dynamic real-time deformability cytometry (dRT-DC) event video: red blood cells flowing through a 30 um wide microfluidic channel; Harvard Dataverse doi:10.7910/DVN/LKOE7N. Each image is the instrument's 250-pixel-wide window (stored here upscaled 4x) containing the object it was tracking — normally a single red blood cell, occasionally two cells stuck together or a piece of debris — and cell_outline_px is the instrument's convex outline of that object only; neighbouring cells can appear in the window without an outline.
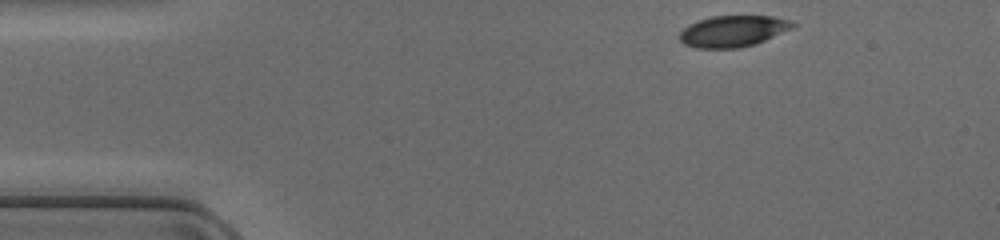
{"species": "common noctule bat (a hibernating species)", "species_latin": "Nyctalus noctula", "temperature_condition": "cold", "stored_images_in_passage": 42, "camera_frame_rate_fps": 3000, "um_per_image_px": 0.085, "animal": {"sex": "female", "body_mass_g": 17.0, "forearm_length_mm": 48.0}, "frame": {"image": 1, "passage_image": 1, "time_ms": 0.0, "image_size_px": [1000, 240], "cell_outline_px": [[796, 24], [792, 28], [756, 44], [740, 48], [696, 48], [684, 44], [680, 40], [680, 32], [688, 24], [712, 16], [772, 16], [792, 20]], "centroid_in_image_um": [62.31, 2.65], "position_along_channel_um": 22.7, "area_um2": 20.63}}
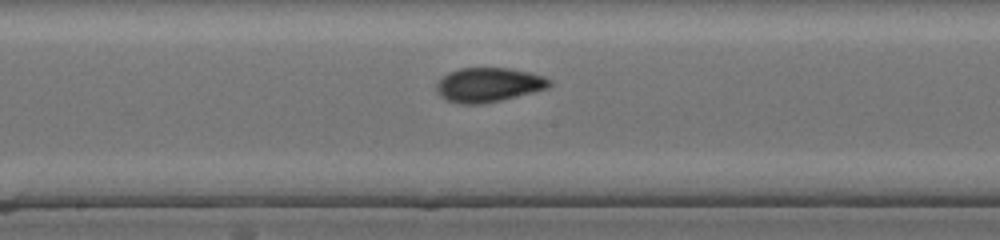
{"frame": {"image": 2, "passage_image": 19, "time_ms": 6.0, "image_size_px": [1000, 240], "cell_outline_px": [[552, 84], [548, 88], [500, 100], [480, 104], [456, 104], [440, 96], [436, 88], [436, 84], [448, 72], [460, 68], [508, 68], [528, 72], [544, 76], [552, 80]], "centroid_in_image_um": [41.52, 7.21], "position_along_channel_um": 206.7, "area_um2": 22.48}}
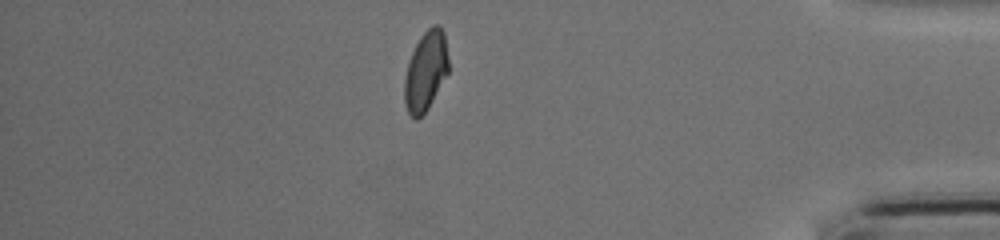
{"frame": {"image": 3, "passage_image": 35, "time_ms": 11.333, "image_size_px": [1000, 240], "cell_outline_px": [[448, 72], [428, 108], [416, 120], [408, 112], [404, 104], [404, 80], [408, 60], [420, 36], [432, 24], [440, 24], [444, 32], [448, 56]], "centroid_in_image_um": [36.18, 6.0], "position_along_channel_um": 399.0, "area_um2": 20.46}}